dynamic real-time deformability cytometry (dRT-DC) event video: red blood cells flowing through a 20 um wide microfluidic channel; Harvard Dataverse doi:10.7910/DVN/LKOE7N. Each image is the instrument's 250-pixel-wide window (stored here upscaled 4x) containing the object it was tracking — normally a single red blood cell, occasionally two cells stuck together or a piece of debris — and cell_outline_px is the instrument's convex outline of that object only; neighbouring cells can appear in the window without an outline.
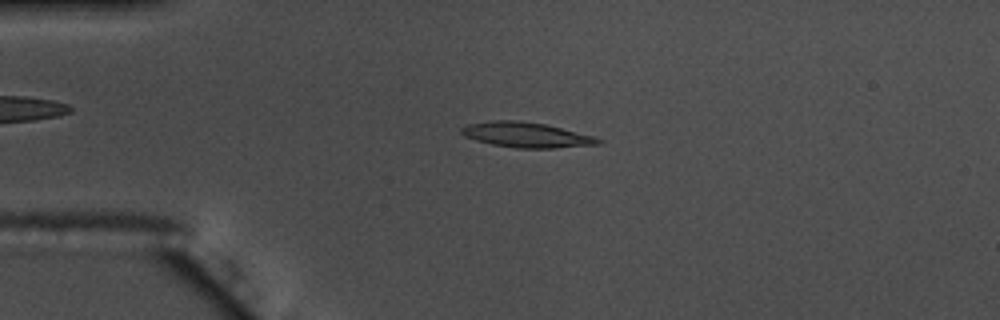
{"species": "common noctule bat (a hibernating species)", "species_latin": "Nyctalus noctula", "temperature_condition": "warm", "stored_images_in_passage": 55, "camera_frame_rate_fps": 3000, "um_per_image_px": 0.085, "animal": {"sex": "male", "body_mass_g": 17.5, "forearm_length_mm": 52.3}, "frame": {"image": 1, "passage_image": 13, "time_ms": 4.0, "image_size_px": [1000, 320], "cell_outline_px": [[604, 140], [600, 144], [552, 148], [516, 148], [492, 144], [476, 140], [464, 136], [460, 132], [460, 128], [468, 124], [492, 120], [516, 120], [544, 124], [592, 136]], "centroid_in_image_um": [44.69, 11.46], "position_along_channel_um": 40.3, "area_um2": 19.83}}
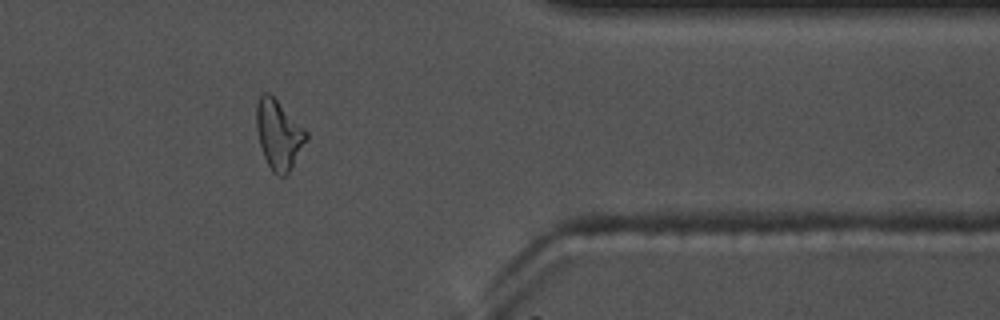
{"frame": {"image": 2, "passage_image": 45, "time_ms": 14.667, "image_size_px": [1000, 320], "cell_outline_px": [[308, 140], [288, 172], [284, 176], [276, 176], [272, 172], [264, 156], [260, 144], [256, 128], [256, 104], [260, 96], [264, 92], [268, 92], [308, 132]], "centroid_in_image_um": [23.68, 11.45], "position_along_channel_um": 387.7, "area_um2": 19.88}}
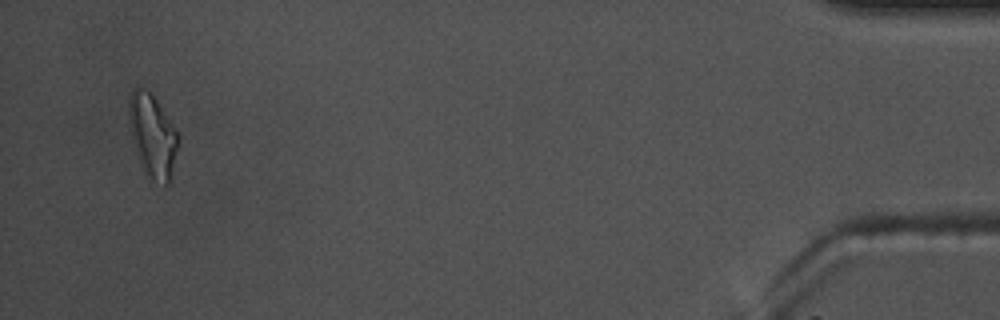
{"frame": {"image": 3, "passage_image": 53, "time_ms": 17.333, "image_size_px": [1000, 320], "cell_outline_px": [[180, 140], [168, 184], [164, 184], [148, 180], [140, 164], [132, 140], [128, 120], [128, 96], [132, 88], [144, 88], [152, 96], [180, 136]], "centroid_in_image_um": [12.93, 11.57], "position_along_channel_um": 422.3, "area_um2": 23.81}, "authors_computed_cell_mechanics": {"area_um2": 18.8428, "velocity_mm_per_s": 3.6855, "shape_relaxation_time_tau1_ms": 4.1517, "shape_relaxation_time_tau2_ms": 4.5775, "deformation_change_tau1": 0.1925, "deformation_change_tau2": 0.1629}}